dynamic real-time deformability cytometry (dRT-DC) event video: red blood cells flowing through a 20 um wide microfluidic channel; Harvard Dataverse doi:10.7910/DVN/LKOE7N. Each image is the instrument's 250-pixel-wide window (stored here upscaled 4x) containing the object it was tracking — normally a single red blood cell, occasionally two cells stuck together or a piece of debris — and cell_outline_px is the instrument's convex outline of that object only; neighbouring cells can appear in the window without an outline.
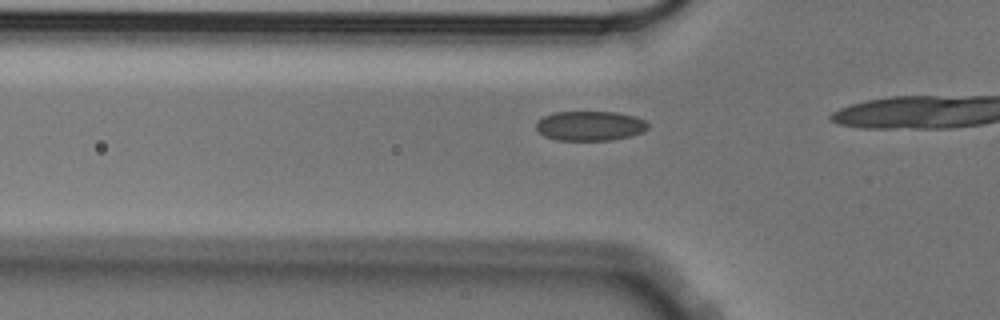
{"species": "Egyptian fruit bat (a non-hibernating species)", "species_latin": "Rousettus aegyptiacus", "temperature_condition": "cold", "stored_images_in_passage": 13, "camera_frame_rate_fps": 3000, "um_per_image_px": 0.085, "animal": {"sex": "male"}, "frame": {"image": 1, "passage_image": 10, "time_ms": 3.0, "image_size_px": [1000, 320], "cell_outline_px": [[648, 128], [640, 132], [628, 136], [612, 140], [556, 140], [544, 136], [536, 128], [536, 120], [544, 116], [556, 112], [616, 112], [636, 116], [644, 120], [648, 124]], "centroid_in_image_um": [50.12, 10.69], "position_along_channel_um": 75.7, "area_um2": 19.25}}